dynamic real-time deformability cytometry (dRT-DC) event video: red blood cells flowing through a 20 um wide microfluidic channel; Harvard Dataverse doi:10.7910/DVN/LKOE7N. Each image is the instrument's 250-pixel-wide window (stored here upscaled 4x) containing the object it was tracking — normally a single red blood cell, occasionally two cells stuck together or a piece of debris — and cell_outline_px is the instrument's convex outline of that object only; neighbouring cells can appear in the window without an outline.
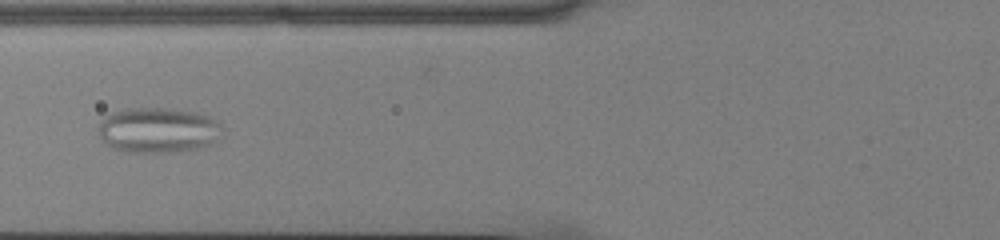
{"species": "common noctule bat (a hibernating species)", "species_latin": "Nyctalus noctula", "temperature_condition": "cold", "stored_images_in_passage": 38, "camera_frame_rate_fps": 3000, "um_per_image_px": 0.085, "animal": {"sex": "male", "body_mass_g": 13.0, "forearm_length_mm": 53.1}, "frame": {"image": 1, "passage_image": 6, "time_ms": 1.667, "image_size_px": [1000, 240], "cell_outline_px": [[224, 132], [212, 144], [180, 152], [124, 152], [112, 148], [100, 136], [96, 128], [100, 120], [104, 116], [112, 112], [124, 108], [172, 108], [196, 112], [220, 120]], "centroid_in_image_um": [13.45, 11.05], "position_along_channel_um": 112.3, "area_um2": 33.41}}
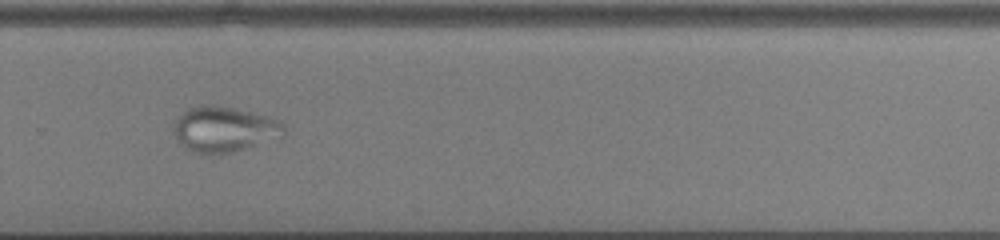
{"frame": {"image": 2, "passage_image": 22, "time_ms": 7.0, "image_size_px": [1000, 240], "cell_outline_px": [[284, 136], [232, 152], [204, 156], [192, 152], [176, 136], [172, 128], [176, 120], [188, 108], [200, 104], [216, 104], [268, 116], [280, 120], [284, 124]], "centroid_in_image_um": [19.06, 10.98], "position_along_channel_um": 310.7, "area_um2": 29.3}}
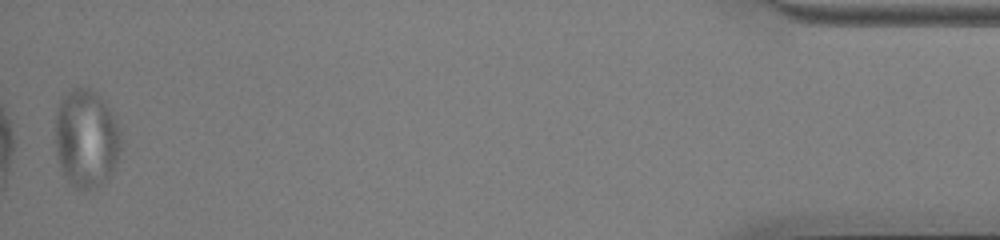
{"frame": {"image": 3, "passage_image": 38, "time_ms": 12.333, "image_size_px": [1000, 240], "cell_outline_px": [[120, 148], [112, 172], [100, 184], [84, 192], [68, 184], [60, 168], [56, 152], [56, 112], [60, 100], [72, 88], [92, 88], [104, 100], [116, 120], [120, 132]], "centroid_in_image_um": [7.31, 11.78], "position_along_channel_um": 427.9, "area_um2": 37.69}}